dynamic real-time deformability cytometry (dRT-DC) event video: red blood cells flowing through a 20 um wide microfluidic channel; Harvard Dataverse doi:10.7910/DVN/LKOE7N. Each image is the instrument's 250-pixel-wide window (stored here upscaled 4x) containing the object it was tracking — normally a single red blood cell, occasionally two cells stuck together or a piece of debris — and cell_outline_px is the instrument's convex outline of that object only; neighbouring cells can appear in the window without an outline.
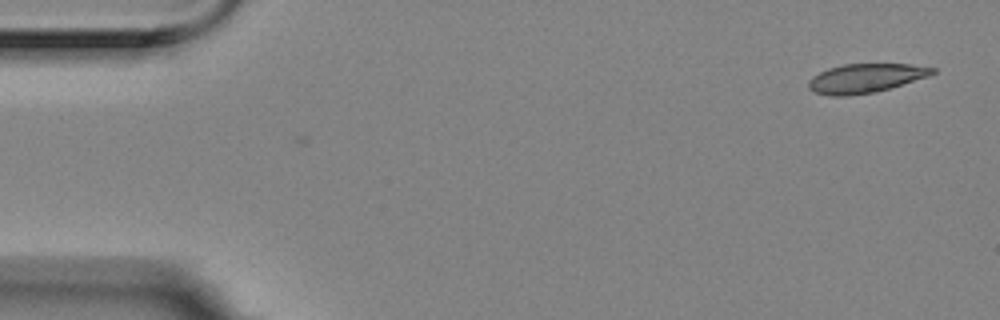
{"species": "Egyptian fruit bat (a non-hibernating species)", "species_latin": "Rousettus aegyptiacus", "temperature_condition": "room temperature", "stored_images_in_passage": 4, "camera_frame_rate_fps": 3000, "um_per_image_px": 0.085, "animal": {"sex": "female"}, "frame": {"image": 1, "passage_image": 1, "time_ms": 0.0, "image_size_px": [1000, 320], "cell_outline_px": [[936, 72], [928, 76], [876, 92], [848, 96], [832, 96], [812, 92], [808, 88], [808, 80], [812, 76], [828, 68], [844, 64], [912, 64], [936, 68]], "centroid_in_image_um": [73.53, 6.65], "position_along_channel_um": 11.5, "area_um2": 21.04}}